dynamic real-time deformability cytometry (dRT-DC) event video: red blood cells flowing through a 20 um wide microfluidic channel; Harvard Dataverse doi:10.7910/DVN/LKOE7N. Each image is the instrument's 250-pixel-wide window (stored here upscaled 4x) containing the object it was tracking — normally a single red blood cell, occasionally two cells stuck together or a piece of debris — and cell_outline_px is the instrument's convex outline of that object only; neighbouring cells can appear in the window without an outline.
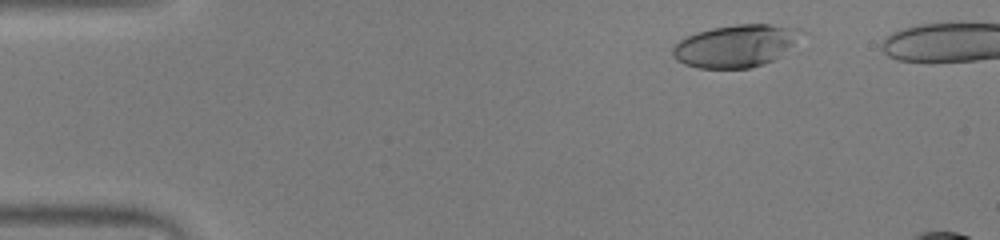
{"species": "human", "species_latin": "Homo sapiens", "temperature_condition": "warm", "stored_images_in_passage": 47, "camera_frame_rate_fps": 3000, "um_per_image_px": 0.085, "donor": {"sex": "male"}, "frame": {"image": 1, "passage_image": 5, "time_ms": 1.333, "image_size_px": [1000, 240], "cell_outline_px": [[808, 32], [780, 56], [764, 64], [748, 68], [700, 68], [684, 64], [676, 60], [672, 56], [672, 48], [680, 40], [696, 32], [712, 28], [736, 24], [768, 24], [800, 28]], "centroid_in_image_um": [62.58, 3.89], "position_along_channel_um": 22.4, "area_um2": 31.96}}
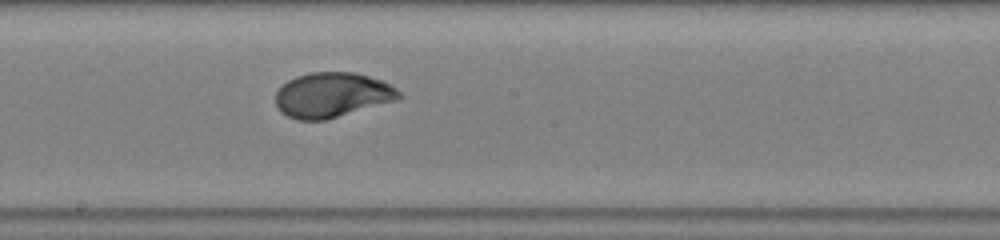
{"frame": {"image": 2, "passage_image": 27, "time_ms": 8.667, "image_size_px": [1000, 240], "cell_outline_px": [[404, 96], [400, 100], [324, 120], [296, 120], [280, 112], [276, 108], [276, 92], [288, 80], [296, 76], [312, 72], [352, 72], [368, 76], [380, 80], [396, 88]], "centroid_in_image_um": [28.24, 8.08], "position_along_channel_um": 220.0, "area_um2": 32.43}}
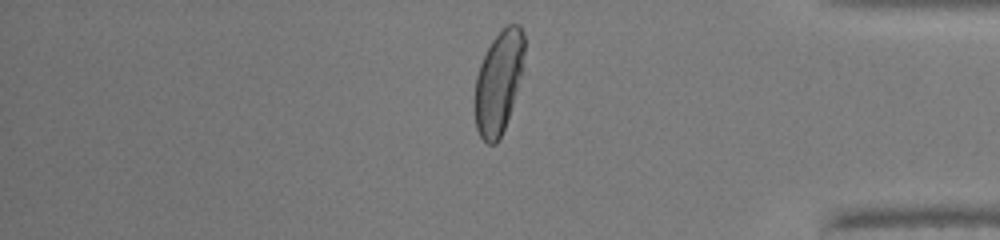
{"frame": {"image": 3, "passage_image": 42, "time_ms": 13.667, "image_size_px": [1000, 240], "cell_outline_px": [[524, 52], [520, 72], [512, 104], [504, 128], [496, 144], [488, 144], [480, 136], [476, 128], [472, 104], [476, 76], [480, 64], [492, 40], [508, 24], [520, 24], [524, 32]], "centroid_in_image_um": [42.32, 7.01], "position_along_channel_um": 392.9, "area_um2": 29.3}, "authors_computed_cell_mechanics": {"area_um2": 31.79, "velocity_mm_per_s": 3.9344, "shape_relaxation_time_tau1_ms": 5.2092, "shape_relaxation_time_tau2_ms": null, "deformation_change_tau1": 0.2382, "deformation_change_tau2": null}}